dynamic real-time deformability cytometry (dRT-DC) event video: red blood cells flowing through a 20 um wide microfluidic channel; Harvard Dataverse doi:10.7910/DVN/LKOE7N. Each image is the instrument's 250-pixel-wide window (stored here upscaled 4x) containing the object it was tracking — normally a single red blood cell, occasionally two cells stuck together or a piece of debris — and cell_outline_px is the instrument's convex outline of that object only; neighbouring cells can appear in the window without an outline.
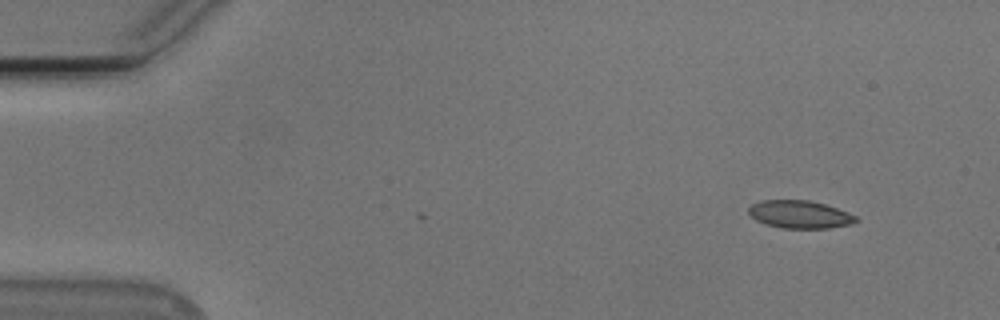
{"species": "Egyptian fruit bat (a non-hibernating species)", "species_latin": "Rousettus aegyptiacus", "temperature_condition": "cold", "stored_images_in_passage": 50, "camera_frame_rate_fps": 3000, "um_per_image_px": 0.085, "animal": {"sex": "male"}, "frame": {"image": 1, "passage_image": 1, "time_ms": 0.0, "image_size_px": [1000, 320], "cell_outline_px": [[860, 220], [852, 224], [828, 228], [784, 228], [764, 224], [756, 220], [748, 212], [748, 208], [752, 204], [764, 200], [808, 200], [824, 204], [848, 212], [856, 216]], "centroid_in_image_um": [67.99, 18.23], "position_along_channel_um": 17.0, "area_um2": 17.34}}
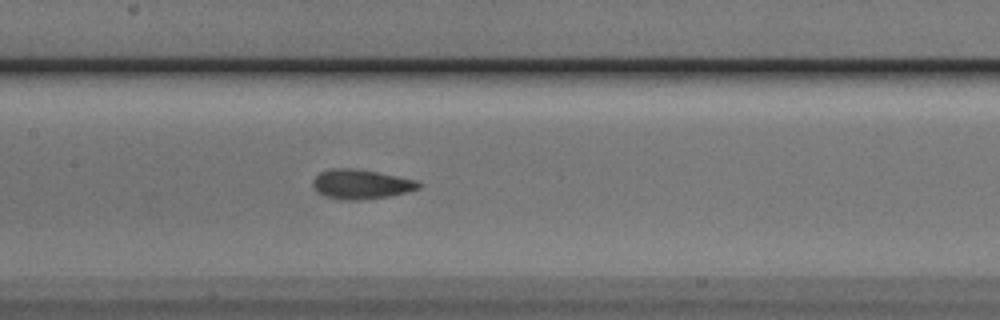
{"frame": {"image": 2, "passage_image": 22, "time_ms": 7.0, "image_size_px": [1000, 320], "cell_outline_px": [[424, 184], [420, 188], [388, 196], [356, 200], [340, 200], [324, 196], [316, 192], [312, 184], [312, 180], [320, 172], [332, 168], [356, 168], [416, 180]], "centroid_in_image_um": [30.64, 15.65], "position_along_channel_um": 176.8, "area_um2": 18.21}}
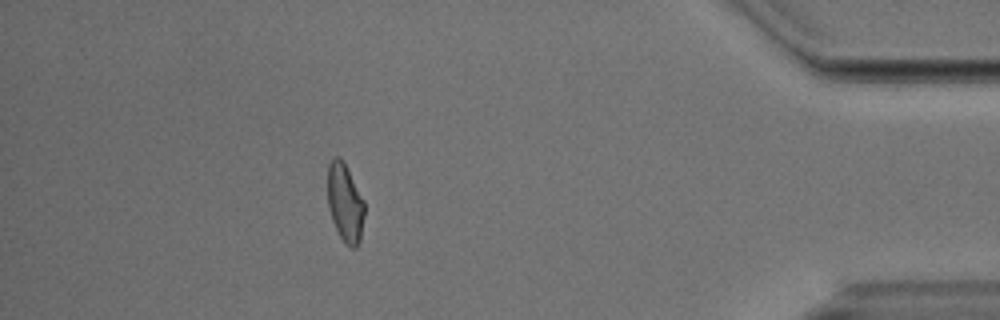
{"frame": {"image": 3, "passage_image": 44, "time_ms": 14.333, "image_size_px": [1000, 320], "cell_outline_px": [[364, 216], [360, 240], [356, 248], [352, 248], [344, 244], [332, 220], [328, 208], [328, 164], [332, 156], [340, 156], [344, 160], [364, 200]], "centroid_in_image_um": [29.32, 17.2], "position_along_channel_um": 405.9, "area_um2": 17.11}, "authors_computed_cell_mechanics": {"area_um2": 17.8891, "velocity_mm_per_s": 3.7803, "shape_relaxation_time_tau1_ms": 4.165, "shape_relaxation_time_tau2_ms": 1.7787, "deformation_change_tau1": 0.1121, "deformation_change_tau2": 0.0646}}